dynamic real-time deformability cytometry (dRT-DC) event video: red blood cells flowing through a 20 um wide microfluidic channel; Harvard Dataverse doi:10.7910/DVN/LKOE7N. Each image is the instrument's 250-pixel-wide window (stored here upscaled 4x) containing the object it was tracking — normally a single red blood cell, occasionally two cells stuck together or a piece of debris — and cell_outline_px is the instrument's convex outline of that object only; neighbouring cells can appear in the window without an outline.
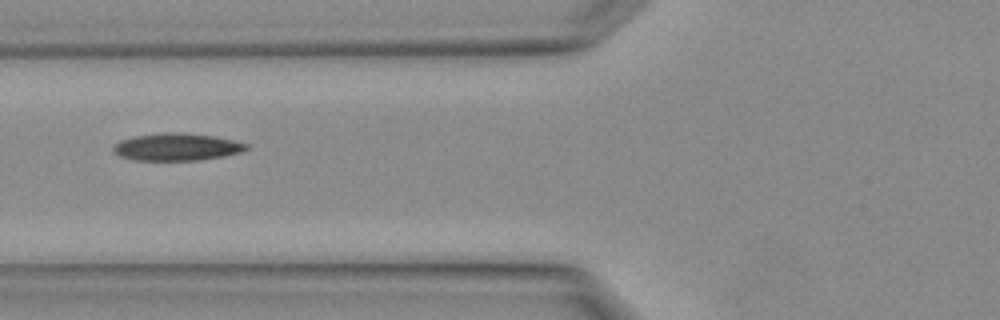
{"species": "Egyptian fruit bat (a non-hibernating species)", "species_latin": "Rousettus aegyptiacus", "temperature_condition": "warm", "stored_images_in_passage": 3, "camera_frame_rate_fps": 3000, "um_per_image_px": 0.085, "animal": {"sex": "female"}, "frame": {"image": 1, "passage_image": 3, "time_ms": 0.667, "image_size_px": [1000, 320], "cell_outline_px": [[248, 148], [240, 152], [224, 156], [200, 160], [136, 160], [120, 156], [112, 152], [112, 144], [120, 140], [136, 136], [160, 132], [180, 132], [216, 136], [248, 144]], "centroid_in_image_um": [14.99, 12.48], "position_along_channel_um": 110.8, "area_um2": 21.33}}